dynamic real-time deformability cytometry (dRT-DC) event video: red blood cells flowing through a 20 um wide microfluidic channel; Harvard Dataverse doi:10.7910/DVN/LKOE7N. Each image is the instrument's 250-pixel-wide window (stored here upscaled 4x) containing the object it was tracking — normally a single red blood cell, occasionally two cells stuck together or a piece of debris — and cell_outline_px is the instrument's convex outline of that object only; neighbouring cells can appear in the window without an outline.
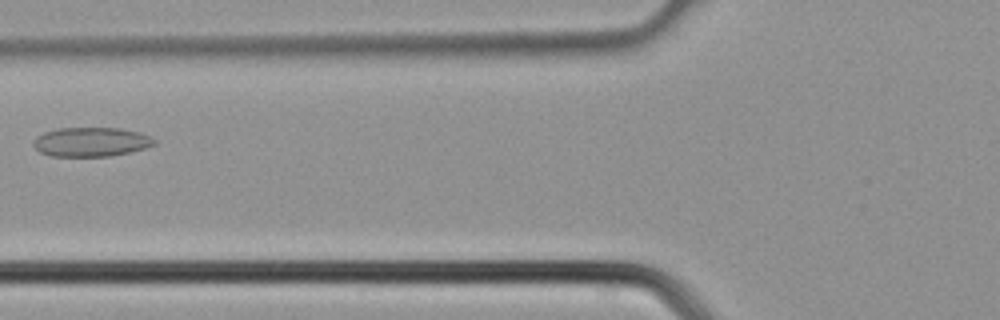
{"species": "common noctule bat (a hibernating species)", "species_latin": "Nyctalus noctula", "temperature_condition": "cold", "stored_images_in_passage": 3, "camera_frame_rate_fps": 3000, "um_per_image_px": 0.085, "animal": {"sex": "male", "body_mass_g": 21.5, "forearm_length_mm": 52.0}, "frame": {"image": 1, "passage_image": 3, "time_ms": 0.667, "image_size_px": [1000, 320], "cell_outline_px": [[156, 144], [144, 148], [112, 156], [48, 156], [40, 152], [32, 144], [32, 140], [36, 136], [44, 132], [56, 128], [120, 128], [140, 132], [156, 140]], "centroid_in_image_um": [7.7, 12.06], "position_along_channel_um": 118.1, "area_um2": 20.69}}